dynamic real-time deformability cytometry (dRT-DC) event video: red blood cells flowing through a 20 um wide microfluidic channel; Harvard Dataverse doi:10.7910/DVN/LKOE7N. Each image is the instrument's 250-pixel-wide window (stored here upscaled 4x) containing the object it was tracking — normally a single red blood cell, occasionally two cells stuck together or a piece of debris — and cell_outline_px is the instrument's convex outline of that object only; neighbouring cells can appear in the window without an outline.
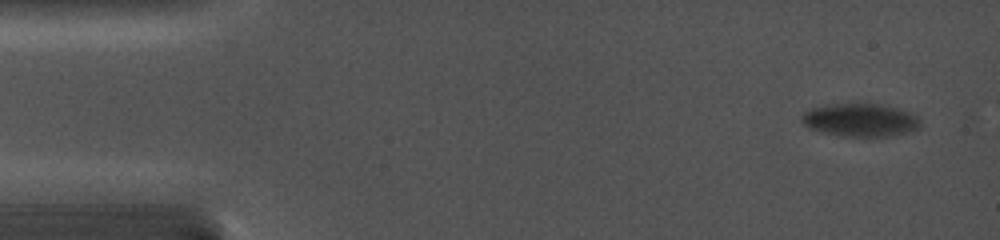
{"species": "common noctule bat (a hibernating species)", "species_latin": "Nyctalus noctula", "temperature_condition": "cold", "stored_images_in_passage": 29, "camera_frame_rate_fps": 5000, "um_per_image_px": 0.085, "animal": {"sex": "female", "body_mass_g": 19.0, "forearm_length_mm": 56.7}, "frame": {"image": 1, "passage_image": 1, "time_ms": 0.0, "image_size_px": [1000, 240], "cell_outline_px": [[920, 128], [888, 136], [836, 136], [808, 128], [800, 120], [804, 112], [812, 108], [836, 104], [880, 104], [896, 108], [908, 112], [916, 116], [920, 120]], "centroid_in_image_um": [73.09, 10.21], "position_along_channel_um": 11.9, "area_um2": 22.54}}
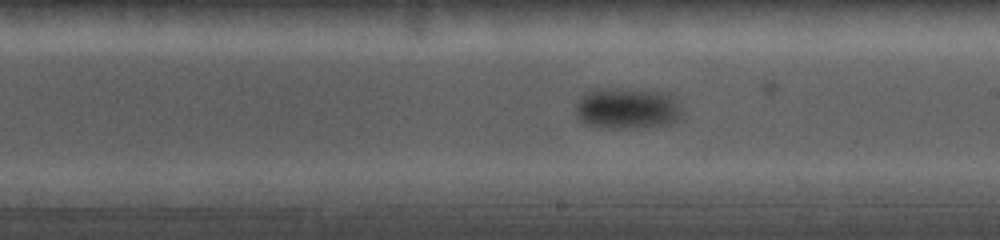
{"frame": {"image": 2, "passage_image": 12, "time_ms": 9.0, "image_size_px": [1000, 240], "cell_outline_px": [[680, 112], [676, 120], [668, 124], [636, 128], [600, 128], [584, 124], [576, 116], [576, 104], [584, 92], [592, 88], [628, 88], [664, 92], [672, 96], [680, 108]], "centroid_in_image_um": [53.22, 9.2], "position_along_channel_um": 235.8, "area_um2": 25.84}}
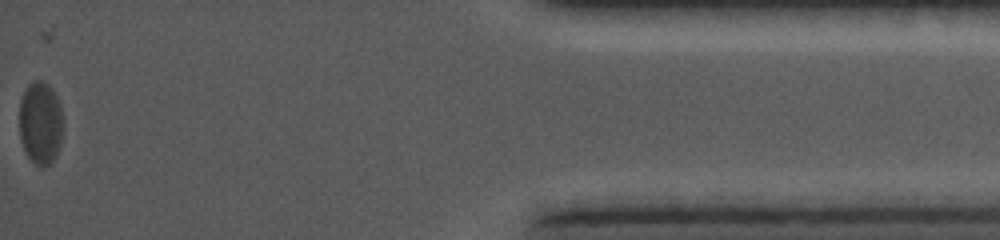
{"frame": {"image": 3, "passage_image": 29, "time_ms": 15.8, "image_size_px": [1000, 240], "cell_outline_px": [[64, 128], [60, 144], [56, 156], [48, 164], [36, 164], [28, 156], [24, 148], [20, 136], [20, 100], [28, 84], [32, 80], [40, 80], [48, 84], [52, 88], [60, 104], [64, 116]], "centroid_in_image_um": [3.48, 10.39], "position_along_channel_um": 431.7, "area_um2": 21.21}}